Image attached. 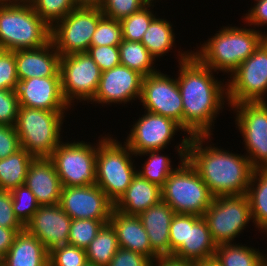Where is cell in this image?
<instances>
[{
	"label": "cell",
	"mask_w": 267,
	"mask_h": 266,
	"mask_svg": "<svg viewBox=\"0 0 267 266\" xmlns=\"http://www.w3.org/2000/svg\"><path fill=\"white\" fill-rule=\"evenodd\" d=\"M251 216L257 230L267 231V169H254L247 190Z\"/></svg>",
	"instance_id": "28"
},
{
	"label": "cell",
	"mask_w": 267,
	"mask_h": 266,
	"mask_svg": "<svg viewBox=\"0 0 267 266\" xmlns=\"http://www.w3.org/2000/svg\"><path fill=\"white\" fill-rule=\"evenodd\" d=\"M210 137L191 136L186 159L214 197L246 194L254 171L250 160L244 154H234L217 145L212 146L208 142L211 141Z\"/></svg>",
	"instance_id": "2"
},
{
	"label": "cell",
	"mask_w": 267,
	"mask_h": 266,
	"mask_svg": "<svg viewBox=\"0 0 267 266\" xmlns=\"http://www.w3.org/2000/svg\"><path fill=\"white\" fill-rule=\"evenodd\" d=\"M51 40V28L30 2H12L0 7V49H34Z\"/></svg>",
	"instance_id": "5"
},
{
	"label": "cell",
	"mask_w": 267,
	"mask_h": 266,
	"mask_svg": "<svg viewBox=\"0 0 267 266\" xmlns=\"http://www.w3.org/2000/svg\"><path fill=\"white\" fill-rule=\"evenodd\" d=\"M12 2H30V0H11Z\"/></svg>",
	"instance_id": "54"
},
{
	"label": "cell",
	"mask_w": 267,
	"mask_h": 266,
	"mask_svg": "<svg viewBox=\"0 0 267 266\" xmlns=\"http://www.w3.org/2000/svg\"><path fill=\"white\" fill-rule=\"evenodd\" d=\"M150 266H196V262L179 259L174 256H160L150 262Z\"/></svg>",
	"instance_id": "49"
},
{
	"label": "cell",
	"mask_w": 267,
	"mask_h": 266,
	"mask_svg": "<svg viewBox=\"0 0 267 266\" xmlns=\"http://www.w3.org/2000/svg\"><path fill=\"white\" fill-rule=\"evenodd\" d=\"M103 16L100 8L76 7L58 21L51 28V40L60 56L87 52Z\"/></svg>",
	"instance_id": "12"
},
{
	"label": "cell",
	"mask_w": 267,
	"mask_h": 266,
	"mask_svg": "<svg viewBox=\"0 0 267 266\" xmlns=\"http://www.w3.org/2000/svg\"><path fill=\"white\" fill-rule=\"evenodd\" d=\"M97 143L96 185L115 204L137 174V169L132 159L136 155L125 143L122 145L111 135L101 136Z\"/></svg>",
	"instance_id": "6"
},
{
	"label": "cell",
	"mask_w": 267,
	"mask_h": 266,
	"mask_svg": "<svg viewBox=\"0 0 267 266\" xmlns=\"http://www.w3.org/2000/svg\"><path fill=\"white\" fill-rule=\"evenodd\" d=\"M262 266H267V260L262 264Z\"/></svg>",
	"instance_id": "55"
},
{
	"label": "cell",
	"mask_w": 267,
	"mask_h": 266,
	"mask_svg": "<svg viewBox=\"0 0 267 266\" xmlns=\"http://www.w3.org/2000/svg\"><path fill=\"white\" fill-rule=\"evenodd\" d=\"M145 5H153L154 6V1L155 0H141Z\"/></svg>",
	"instance_id": "53"
},
{
	"label": "cell",
	"mask_w": 267,
	"mask_h": 266,
	"mask_svg": "<svg viewBox=\"0 0 267 266\" xmlns=\"http://www.w3.org/2000/svg\"><path fill=\"white\" fill-rule=\"evenodd\" d=\"M171 21L157 16L151 21L141 40L151 56L156 60L175 47V33Z\"/></svg>",
	"instance_id": "29"
},
{
	"label": "cell",
	"mask_w": 267,
	"mask_h": 266,
	"mask_svg": "<svg viewBox=\"0 0 267 266\" xmlns=\"http://www.w3.org/2000/svg\"><path fill=\"white\" fill-rule=\"evenodd\" d=\"M159 71L143 77L141 105L146 111L175 120L183 128V104L177 78Z\"/></svg>",
	"instance_id": "15"
},
{
	"label": "cell",
	"mask_w": 267,
	"mask_h": 266,
	"mask_svg": "<svg viewBox=\"0 0 267 266\" xmlns=\"http://www.w3.org/2000/svg\"><path fill=\"white\" fill-rule=\"evenodd\" d=\"M137 155L149 156V158L144 161V164H142V169L140 170V168H137V173L142 178H145L147 181L155 183L160 187L164 185L169 175L176 169L173 168L174 166L171 163V158L167 156V154L163 155L161 150L147 151Z\"/></svg>",
	"instance_id": "33"
},
{
	"label": "cell",
	"mask_w": 267,
	"mask_h": 266,
	"mask_svg": "<svg viewBox=\"0 0 267 266\" xmlns=\"http://www.w3.org/2000/svg\"><path fill=\"white\" fill-rule=\"evenodd\" d=\"M229 106L242 102H265L267 92V38L227 79Z\"/></svg>",
	"instance_id": "11"
},
{
	"label": "cell",
	"mask_w": 267,
	"mask_h": 266,
	"mask_svg": "<svg viewBox=\"0 0 267 266\" xmlns=\"http://www.w3.org/2000/svg\"><path fill=\"white\" fill-rule=\"evenodd\" d=\"M13 210L18 220L25 226L40 206L32 191L24 184L10 191Z\"/></svg>",
	"instance_id": "37"
},
{
	"label": "cell",
	"mask_w": 267,
	"mask_h": 266,
	"mask_svg": "<svg viewBox=\"0 0 267 266\" xmlns=\"http://www.w3.org/2000/svg\"><path fill=\"white\" fill-rule=\"evenodd\" d=\"M104 223L93 219H72L68 244L86 249Z\"/></svg>",
	"instance_id": "36"
},
{
	"label": "cell",
	"mask_w": 267,
	"mask_h": 266,
	"mask_svg": "<svg viewBox=\"0 0 267 266\" xmlns=\"http://www.w3.org/2000/svg\"><path fill=\"white\" fill-rule=\"evenodd\" d=\"M71 222L59 204L44 205L38 207L25 229L50 251L68 244Z\"/></svg>",
	"instance_id": "20"
},
{
	"label": "cell",
	"mask_w": 267,
	"mask_h": 266,
	"mask_svg": "<svg viewBox=\"0 0 267 266\" xmlns=\"http://www.w3.org/2000/svg\"><path fill=\"white\" fill-rule=\"evenodd\" d=\"M25 185L32 191L40 206L59 204L62 185L49 157L34 158L31 161Z\"/></svg>",
	"instance_id": "22"
},
{
	"label": "cell",
	"mask_w": 267,
	"mask_h": 266,
	"mask_svg": "<svg viewBox=\"0 0 267 266\" xmlns=\"http://www.w3.org/2000/svg\"><path fill=\"white\" fill-rule=\"evenodd\" d=\"M169 239L170 256L196 263L213 261L217 244L202 216L175 214Z\"/></svg>",
	"instance_id": "8"
},
{
	"label": "cell",
	"mask_w": 267,
	"mask_h": 266,
	"mask_svg": "<svg viewBox=\"0 0 267 266\" xmlns=\"http://www.w3.org/2000/svg\"><path fill=\"white\" fill-rule=\"evenodd\" d=\"M196 266H218L214 261L196 263Z\"/></svg>",
	"instance_id": "51"
},
{
	"label": "cell",
	"mask_w": 267,
	"mask_h": 266,
	"mask_svg": "<svg viewBox=\"0 0 267 266\" xmlns=\"http://www.w3.org/2000/svg\"><path fill=\"white\" fill-rule=\"evenodd\" d=\"M60 59L61 56L52 40L39 48L16 50L15 61L19 81L33 77L61 76Z\"/></svg>",
	"instance_id": "21"
},
{
	"label": "cell",
	"mask_w": 267,
	"mask_h": 266,
	"mask_svg": "<svg viewBox=\"0 0 267 266\" xmlns=\"http://www.w3.org/2000/svg\"><path fill=\"white\" fill-rule=\"evenodd\" d=\"M76 7L100 8L104 0H74Z\"/></svg>",
	"instance_id": "50"
},
{
	"label": "cell",
	"mask_w": 267,
	"mask_h": 266,
	"mask_svg": "<svg viewBox=\"0 0 267 266\" xmlns=\"http://www.w3.org/2000/svg\"><path fill=\"white\" fill-rule=\"evenodd\" d=\"M19 107L18 95L15 90L0 89V124L14 126Z\"/></svg>",
	"instance_id": "42"
},
{
	"label": "cell",
	"mask_w": 267,
	"mask_h": 266,
	"mask_svg": "<svg viewBox=\"0 0 267 266\" xmlns=\"http://www.w3.org/2000/svg\"><path fill=\"white\" fill-rule=\"evenodd\" d=\"M189 139L190 136L186 135L178 146H175L180 164L161 187L162 201L176 214L202 216L213 202L214 196L194 166L186 159Z\"/></svg>",
	"instance_id": "4"
},
{
	"label": "cell",
	"mask_w": 267,
	"mask_h": 266,
	"mask_svg": "<svg viewBox=\"0 0 267 266\" xmlns=\"http://www.w3.org/2000/svg\"><path fill=\"white\" fill-rule=\"evenodd\" d=\"M202 217L217 245L233 243L253 222L247 194L214 197Z\"/></svg>",
	"instance_id": "10"
},
{
	"label": "cell",
	"mask_w": 267,
	"mask_h": 266,
	"mask_svg": "<svg viewBox=\"0 0 267 266\" xmlns=\"http://www.w3.org/2000/svg\"><path fill=\"white\" fill-rule=\"evenodd\" d=\"M12 1L11 0H0V7L6 6L11 4Z\"/></svg>",
	"instance_id": "52"
},
{
	"label": "cell",
	"mask_w": 267,
	"mask_h": 266,
	"mask_svg": "<svg viewBox=\"0 0 267 266\" xmlns=\"http://www.w3.org/2000/svg\"><path fill=\"white\" fill-rule=\"evenodd\" d=\"M18 82L15 51L0 49V89L16 91Z\"/></svg>",
	"instance_id": "41"
},
{
	"label": "cell",
	"mask_w": 267,
	"mask_h": 266,
	"mask_svg": "<svg viewBox=\"0 0 267 266\" xmlns=\"http://www.w3.org/2000/svg\"><path fill=\"white\" fill-rule=\"evenodd\" d=\"M144 6L141 0H104L100 9L105 17L120 21Z\"/></svg>",
	"instance_id": "40"
},
{
	"label": "cell",
	"mask_w": 267,
	"mask_h": 266,
	"mask_svg": "<svg viewBox=\"0 0 267 266\" xmlns=\"http://www.w3.org/2000/svg\"><path fill=\"white\" fill-rule=\"evenodd\" d=\"M85 266H96V265H92V264L87 263Z\"/></svg>",
	"instance_id": "56"
},
{
	"label": "cell",
	"mask_w": 267,
	"mask_h": 266,
	"mask_svg": "<svg viewBox=\"0 0 267 266\" xmlns=\"http://www.w3.org/2000/svg\"><path fill=\"white\" fill-rule=\"evenodd\" d=\"M33 159L34 157L23 148L0 159V189L11 191L24 185L28 167Z\"/></svg>",
	"instance_id": "30"
},
{
	"label": "cell",
	"mask_w": 267,
	"mask_h": 266,
	"mask_svg": "<svg viewBox=\"0 0 267 266\" xmlns=\"http://www.w3.org/2000/svg\"><path fill=\"white\" fill-rule=\"evenodd\" d=\"M109 223L116 232L119 247L140 253L151 261L158 257L151 249L149 237L138 215H127L113 208Z\"/></svg>",
	"instance_id": "23"
},
{
	"label": "cell",
	"mask_w": 267,
	"mask_h": 266,
	"mask_svg": "<svg viewBox=\"0 0 267 266\" xmlns=\"http://www.w3.org/2000/svg\"><path fill=\"white\" fill-rule=\"evenodd\" d=\"M266 102H242L230 105L236 113L235 125L243 137L244 148L247 151L245 155L254 169H267Z\"/></svg>",
	"instance_id": "13"
},
{
	"label": "cell",
	"mask_w": 267,
	"mask_h": 266,
	"mask_svg": "<svg viewBox=\"0 0 267 266\" xmlns=\"http://www.w3.org/2000/svg\"><path fill=\"white\" fill-rule=\"evenodd\" d=\"M30 4L50 28L76 8L74 0H30Z\"/></svg>",
	"instance_id": "35"
},
{
	"label": "cell",
	"mask_w": 267,
	"mask_h": 266,
	"mask_svg": "<svg viewBox=\"0 0 267 266\" xmlns=\"http://www.w3.org/2000/svg\"><path fill=\"white\" fill-rule=\"evenodd\" d=\"M101 73L99 66L87 52L61 56L62 93L70 107L74 105L75 99L77 103L78 100L88 103L93 100Z\"/></svg>",
	"instance_id": "14"
},
{
	"label": "cell",
	"mask_w": 267,
	"mask_h": 266,
	"mask_svg": "<svg viewBox=\"0 0 267 266\" xmlns=\"http://www.w3.org/2000/svg\"><path fill=\"white\" fill-rule=\"evenodd\" d=\"M143 75L118 65L101 73L97 91L90 104H127L139 100L141 96Z\"/></svg>",
	"instance_id": "18"
},
{
	"label": "cell",
	"mask_w": 267,
	"mask_h": 266,
	"mask_svg": "<svg viewBox=\"0 0 267 266\" xmlns=\"http://www.w3.org/2000/svg\"><path fill=\"white\" fill-rule=\"evenodd\" d=\"M25 228H4L0 226V263L13 244L18 232Z\"/></svg>",
	"instance_id": "48"
},
{
	"label": "cell",
	"mask_w": 267,
	"mask_h": 266,
	"mask_svg": "<svg viewBox=\"0 0 267 266\" xmlns=\"http://www.w3.org/2000/svg\"><path fill=\"white\" fill-rule=\"evenodd\" d=\"M122 40L120 21L103 16L92 35L91 46H118Z\"/></svg>",
	"instance_id": "38"
},
{
	"label": "cell",
	"mask_w": 267,
	"mask_h": 266,
	"mask_svg": "<svg viewBox=\"0 0 267 266\" xmlns=\"http://www.w3.org/2000/svg\"><path fill=\"white\" fill-rule=\"evenodd\" d=\"M150 7L153 5H145L139 11L120 20L124 40L141 42L151 21L156 17Z\"/></svg>",
	"instance_id": "34"
},
{
	"label": "cell",
	"mask_w": 267,
	"mask_h": 266,
	"mask_svg": "<svg viewBox=\"0 0 267 266\" xmlns=\"http://www.w3.org/2000/svg\"><path fill=\"white\" fill-rule=\"evenodd\" d=\"M88 263L84 249L62 245L49 251V266H85Z\"/></svg>",
	"instance_id": "39"
},
{
	"label": "cell",
	"mask_w": 267,
	"mask_h": 266,
	"mask_svg": "<svg viewBox=\"0 0 267 266\" xmlns=\"http://www.w3.org/2000/svg\"><path fill=\"white\" fill-rule=\"evenodd\" d=\"M0 266H49V251L24 229L15 236Z\"/></svg>",
	"instance_id": "25"
},
{
	"label": "cell",
	"mask_w": 267,
	"mask_h": 266,
	"mask_svg": "<svg viewBox=\"0 0 267 266\" xmlns=\"http://www.w3.org/2000/svg\"><path fill=\"white\" fill-rule=\"evenodd\" d=\"M161 200V187L137 173L125 193L114 204V209L127 215H139Z\"/></svg>",
	"instance_id": "26"
},
{
	"label": "cell",
	"mask_w": 267,
	"mask_h": 266,
	"mask_svg": "<svg viewBox=\"0 0 267 266\" xmlns=\"http://www.w3.org/2000/svg\"><path fill=\"white\" fill-rule=\"evenodd\" d=\"M177 83L183 104L184 134L212 136V124L228 104L227 82L215 79L212 69L203 65L192 50L178 51ZM222 82V83H221ZM186 132V133H185Z\"/></svg>",
	"instance_id": "1"
},
{
	"label": "cell",
	"mask_w": 267,
	"mask_h": 266,
	"mask_svg": "<svg viewBox=\"0 0 267 266\" xmlns=\"http://www.w3.org/2000/svg\"><path fill=\"white\" fill-rule=\"evenodd\" d=\"M175 211L164 201L149 207L138 216L147 232L152 251L158 256H170V224Z\"/></svg>",
	"instance_id": "24"
},
{
	"label": "cell",
	"mask_w": 267,
	"mask_h": 266,
	"mask_svg": "<svg viewBox=\"0 0 267 266\" xmlns=\"http://www.w3.org/2000/svg\"><path fill=\"white\" fill-rule=\"evenodd\" d=\"M0 226L4 228H25L15 216L10 191L0 189Z\"/></svg>",
	"instance_id": "44"
},
{
	"label": "cell",
	"mask_w": 267,
	"mask_h": 266,
	"mask_svg": "<svg viewBox=\"0 0 267 266\" xmlns=\"http://www.w3.org/2000/svg\"><path fill=\"white\" fill-rule=\"evenodd\" d=\"M65 111L20 106L15 124L21 148L34 158L50 157L61 142Z\"/></svg>",
	"instance_id": "7"
},
{
	"label": "cell",
	"mask_w": 267,
	"mask_h": 266,
	"mask_svg": "<svg viewBox=\"0 0 267 266\" xmlns=\"http://www.w3.org/2000/svg\"><path fill=\"white\" fill-rule=\"evenodd\" d=\"M87 53L97 63L102 72L120 65L118 46H90Z\"/></svg>",
	"instance_id": "43"
},
{
	"label": "cell",
	"mask_w": 267,
	"mask_h": 266,
	"mask_svg": "<svg viewBox=\"0 0 267 266\" xmlns=\"http://www.w3.org/2000/svg\"><path fill=\"white\" fill-rule=\"evenodd\" d=\"M21 149L16 127L0 124V159H4Z\"/></svg>",
	"instance_id": "45"
},
{
	"label": "cell",
	"mask_w": 267,
	"mask_h": 266,
	"mask_svg": "<svg viewBox=\"0 0 267 266\" xmlns=\"http://www.w3.org/2000/svg\"><path fill=\"white\" fill-rule=\"evenodd\" d=\"M16 92L20 106L47 111L71 109L63 97L61 76L20 80Z\"/></svg>",
	"instance_id": "19"
},
{
	"label": "cell",
	"mask_w": 267,
	"mask_h": 266,
	"mask_svg": "<svg viewBox=\"0 0 267 266\" xmlns=\"http://www.w3.org/2000/svg\"><path fill=\"white\" fill-rule=\"evenodd\" d=\"M243 21L245 20V25H253V28L267 25V0H257L253 7L248 10ZM256 26V27H255Z\"/></svg>",
	"instance_id": "47"
},
{
	"label": "cell",
	"mask_w": 267,
	"mask_h": 266,
	"mask_svg": "<svg viewBox=\"0 0 267 266\" xmlns=\"http://www.w3.org/2000/svg\"><path fill=\"white\" fill-rule=\"evenodd\" d=\"M151 260L137 252L119 247L107 266H150Z\"/></svg>",
	"instance_id": "46"
},
{
	"label": "cell",
	"mask_w": 267,
	"mask_h": 266,
	"mask_svg": "<svg viewBox=\"0 0 267 266\" xmlns=\"http://www.w3.org/2000/svg\"><path fill=\"white\" fill-rule=\"evenodd\" d=\"M117 235L110 223L104 224L85 249L87 261L96 266H107L118 251Z\"/></svg>",
	"instance_id": "31"
},
{
	"label": "cell",
	"mask_w": 267,
	"mask_h": 266,
	"mask_svg": "<svg viewBox=\"0 0 267 266\" xmlns=\"http://www.w3.org/2000/svg\"><path fill=\"white\" fill-rule=\"evenodd\" d=\"M118 47L121 65L133 69L143 76H148L158 71L154 68L156 60L141 42L123 39Z\"/></svg>",
	"instance_id": "32"
},
{
	"label": "cell",
	"mask_w": 267,
	"mask_h": 266,
	"mask_svg": "<svg viewBox=\"0 0 267 266\" xmlns=\"http://www.w3.org/2000/svg\"><path fill=\"white\" fill-rule=\"evenodd\" d=\"M98 144L85 141L63 142L49 157L62 187L96 185V155Z\"/></svg>",
	"instance_id": "9"
},
{
	"label": "cell",
	"mask_w": 267,
	"mask_h": 266,
	"mask_svg": "<svg viewBox=\"0 0 267 266\" xmlns=\"http://www.w3.org/2000/svg\"><path fill=\"white\" fill-rule=\"evenodd\" d=\"M144 112L132 125L126 142L124 141L136 158L137 154L147 151H163L174 140L173 136L177 132L184 131L181 125L171 118L146 110Z\"/></svg>",
	"instance_id": "16"
},
{
	"label": "cell",
	"mask_w": 267,
	"mask_h": 266,
	"mask_svg": "<svg viewBox=\"0 0 267 266\" xmlns=\"http://www.w3.org/2000/svg\"><path fill=\"white\" fill-rule=\"evenodd\" d=\"M59 205L71 219L109 223L114 204L97 185L62 187Z\"/></svg>",
	"instance_id": "17"
},
{
	"label": "cell",
	"mask_w": 267,
	"mask_h": 266,
	"mask_svg": "<svg viewBox=\"0 0 267 266\" xmlns=\"http://www.w3.org/2000/svg\"><path fill=\"white\" fill-rule=\"evenodd\" d=\"M263 253L242 243H222L217 245L213 261L218 266H262L266 261Z\"/></svg>",
	"instance_id": "27"
},
{
	"label": "cell",
	"mask_w": 267,
	"mask_h": 266,
	"mask_svg": "<svg viewBox=\"0 0 267 266\" xmlns=\"http://www.w3.org/2000/svg\"><path fill=\"white\" fill-rule=\"evenodd\" d=\"M246 27L223 26L192 54L217 74L222 71L230 75L267 38L265 31Z\"/></svg>",
	"instance_id": "3"
}]
</instances>
